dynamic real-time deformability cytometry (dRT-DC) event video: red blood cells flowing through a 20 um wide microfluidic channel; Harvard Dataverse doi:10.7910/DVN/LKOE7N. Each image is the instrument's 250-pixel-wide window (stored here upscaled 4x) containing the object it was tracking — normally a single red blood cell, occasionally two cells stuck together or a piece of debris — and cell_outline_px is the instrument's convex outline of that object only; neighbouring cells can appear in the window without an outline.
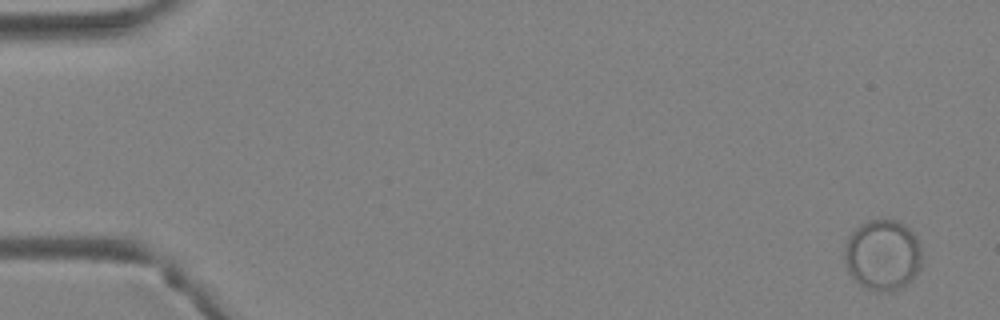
{"species": "Egyptian fruit bat (a non-hibernating species)", "species_latin": "Rousettus aegyptiacus", "temperature_condition": "warm", "stored_images_in_passage": 4, "camera_frame_rate_fps": 3000, "um_per_image_px": 0.085, "animal": {"sex": "female"}, "frame": {"image": 1, "passage_image": 1, "time_ms": 0.0, "image_size_px": [1000, 320], "cell_outline_px": [[920, 268], [904, 284], [892, 292], [880, 292], [868, 288], [860, 284], [848, 272], [844, 260], [844, 252], [848, 240], [852, 232], [860, 224], [868, 220], [896, 220], [904, 224], [916, 236], [920, 248]], "centroid_in_image_um": [75.0, 21.66], "position_along_channel_um": 10.0, "area_um2": 31.44}}
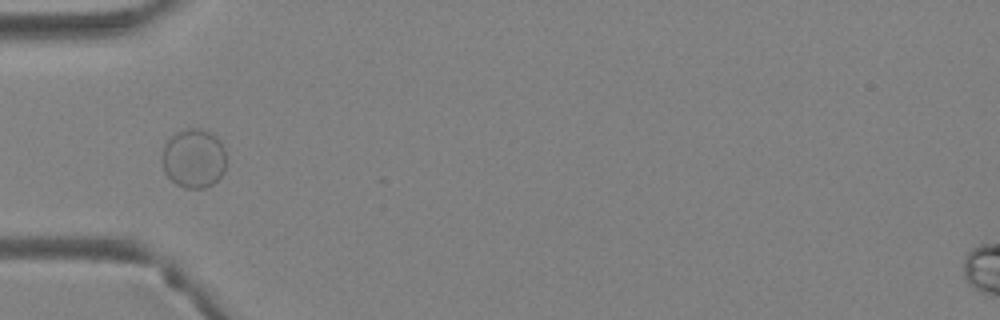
{"frame": {"image": 2, "passage_image": 4, "time_ms": 1.0, "image_size_px": [1000, 320], "cell_outline_px": [[224, 172], [212, 184], [204, 188], [184, 188], [176, 184], [164, 172], [164, 144], [176, 132], [184, 128], [204, 128], [212, 132], [220, 140], [224, 148]], "centroid_in_image_um": [16.48, 13.43], "position_along_channel_um": 68.5, "area_um2": 22.02}}